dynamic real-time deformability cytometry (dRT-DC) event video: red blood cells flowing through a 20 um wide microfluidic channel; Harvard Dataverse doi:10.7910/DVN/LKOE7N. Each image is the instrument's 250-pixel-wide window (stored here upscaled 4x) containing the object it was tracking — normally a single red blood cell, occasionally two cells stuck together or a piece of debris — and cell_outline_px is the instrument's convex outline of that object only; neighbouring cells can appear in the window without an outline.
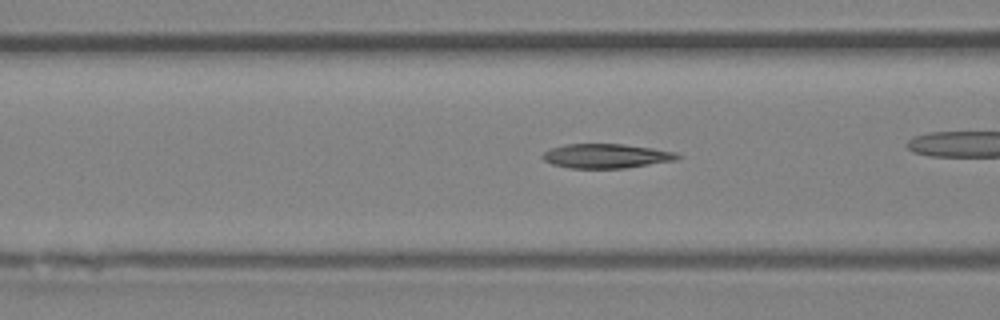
{"species": "Egyptian fruit bat (a non-hibernating species)", "species_latin": "Rousettus aegyptiacus", "temperature_condition": "room temperature", "stored_images_in_passage": 30, "camera_frame_rate_fps": 3000, "um_per_image_px": 0.085, "animal": {"sex": "female"}, "frame": {"image": 1, "passage_image": 9, "time_ms": 2.667, "image_size_px": [1000, 320], "cell_outline_px": [[684, 156], [676, 160], [624, 168], [568, 168], [552, 164], [544, 160], [540, 156], [544, 152], [552, 148], [564, 144], [624, 144], [652, 148], [676, 152]], "centroid_in_image_um": [51.54, 13.26], "position_along_channel_um": 115.1, "area_um2": 19.19}, "authors_computed_cell_mechanics": {"area_um2": 19.1318, "velocity_mm_per_s": 4.3052, "shape_relaxation_time_tau1_ms": 8.4248, "shape_relaxation_time_tau2_ms": 4.3617, "deformation_change_tau1": 0.2368, "deformation_change_tau2": 0.1556}}